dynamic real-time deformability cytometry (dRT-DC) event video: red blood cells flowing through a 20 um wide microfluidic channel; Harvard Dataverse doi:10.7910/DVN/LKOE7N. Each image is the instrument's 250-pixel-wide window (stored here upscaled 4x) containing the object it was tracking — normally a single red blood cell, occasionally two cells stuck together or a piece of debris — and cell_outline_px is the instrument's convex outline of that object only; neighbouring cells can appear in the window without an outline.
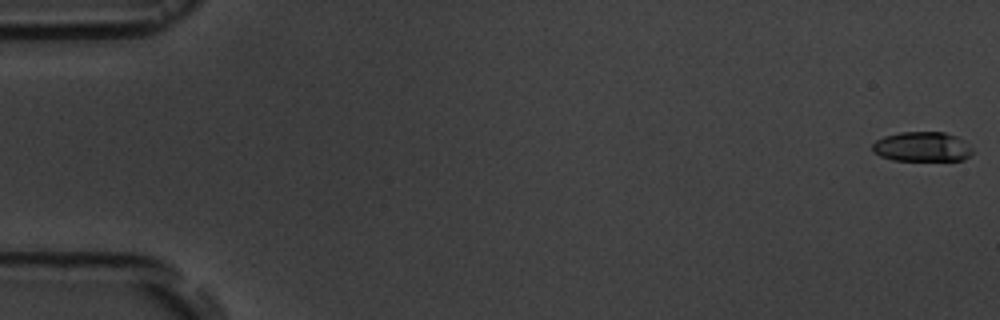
{"species": "common noctule bat (a hibernating species)", "species_latin": "Nyctalus noctula", "temperature_condition": "room temperature", "stored_images_in_passage": 5, "camera_frame_rate_fps": 3000, "um_per_image_px": 0.085, "animal": {"sex": "male", "body_mass_g": 19.5, "forearm_length_mm": 54.6}, "frame": {"image": 1, "passage_image": 1, "time_ms": 0.0, "image_size_px": [1000, 320], "cell_outline_px": [[976, 152], [964, 160], [892, 160], [880, 156], [872, 152], [872, 144], [876, 140], [884, 136], [900, 132], [944, 132], [956, 136], [964, 140]], "centroid_in_image_um": [78.4, 12.47], "position_along_channel_um": 6.6, "area_um2": 17.57}}
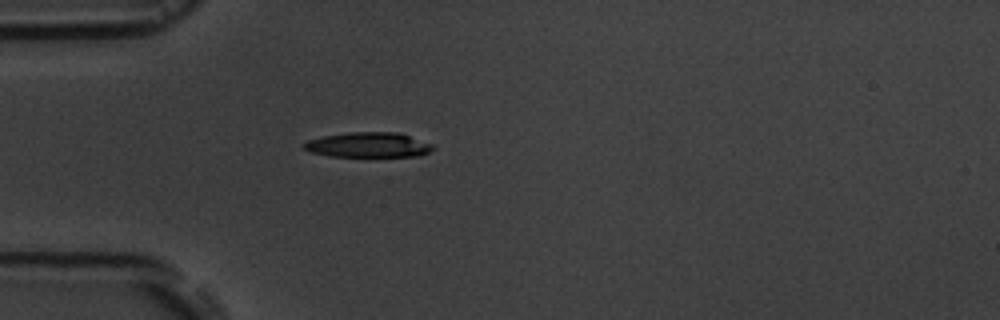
{"frame": {"image": 2, "passage_image": 5, "time_ms": 5.333, "image_size_px": [1000, 320], "cell_outline_px": [[432, 148], [428, 152], [420, 156], [328, 156], [312, 152], [304, 148], [300, 144], [308, 140], [324, 136], [348, 132], [396, 132], [432, 144]], "centroid_in_image_um": [31.25, 12.31], "position_along_channel_um": 53.7, "area_um2": 18.55}}